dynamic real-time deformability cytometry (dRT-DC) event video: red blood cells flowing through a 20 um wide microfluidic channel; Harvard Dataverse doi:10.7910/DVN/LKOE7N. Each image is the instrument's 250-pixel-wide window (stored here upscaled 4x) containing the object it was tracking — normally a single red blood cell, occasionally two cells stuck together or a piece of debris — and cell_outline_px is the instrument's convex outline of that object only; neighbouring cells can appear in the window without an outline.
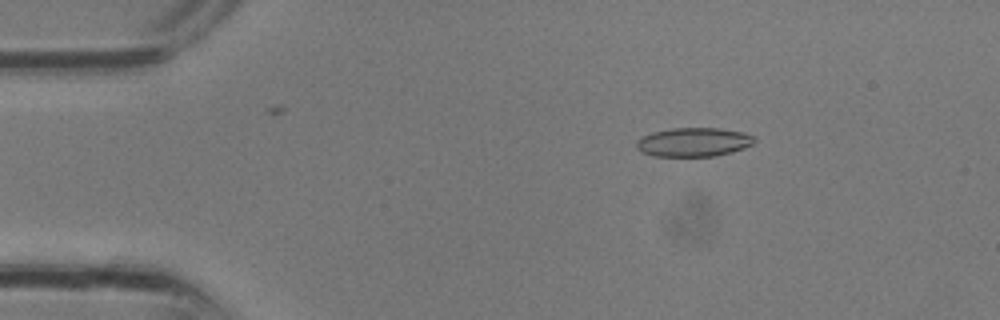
{"species": "common noctule bat (a hibernating species)", "species_latin": "Nyctalus noctula", "temperature_condition": "room temperature", "stored_images_in_passage": 32, "camera_frame_rate_fps": 3000, "um_per_image_px": 0.085, "animal": {"sex": "male", "body_mass_g": 13.3}, "frame": {"image": 1, "passage_image": 5, "time_ms": 1.333, "image_size_px": [1000, 320], "cell_outline_px": [[756, 140], [752, 144], [744, 148], [732, 152], [716, 156], [652, 156], [640, 152], [636, 148], [636, 140], [652, 132], [672, 128], [720, 128], [744, 132], [756, 136]], "centroid_in_image_um": [58.97, 12.08], "position_along_channel_um": 26.0, "area_um2": 20.11}}
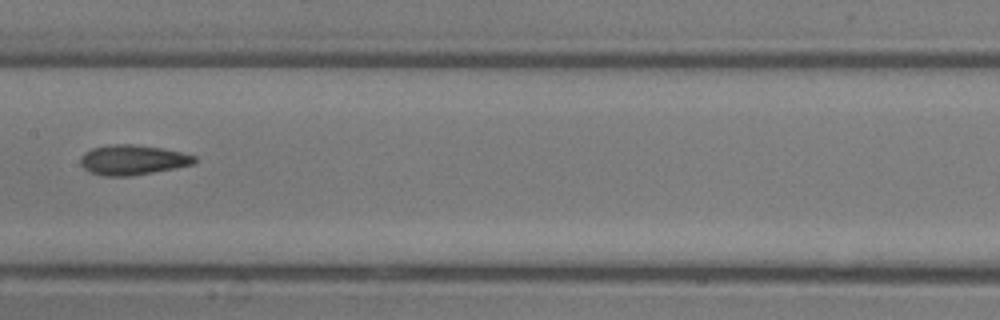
{"frame": {"image": 2, "passage_image": 16, "time_ms": 5.0, "image_size_px": [1000, 320], "cell_outline_px": [[196, 160], [192, 164], [152, 172], [128, 176], [104, 176], [88, 172], [80, 164], [80, 156], [84, 152], [92, 148], [112, 144], [132, 144], [160, 148], [180, 152], [196, 156]], "centroid_in_image_um": [11.2, 13.59], "position_along_channel_um": 196.2, "area_um2": 19.71}}
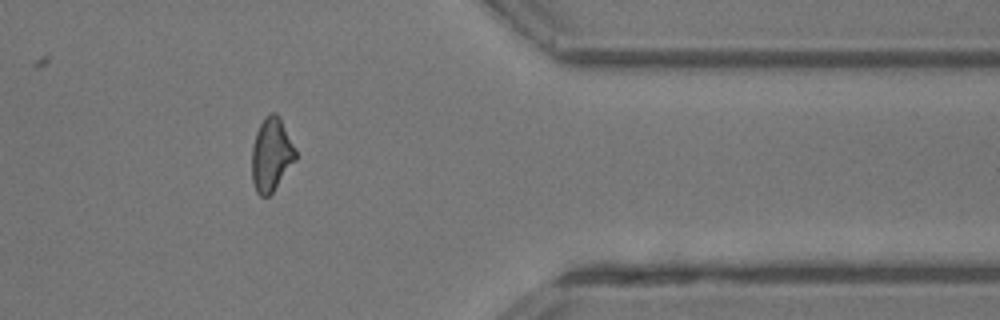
{"frame": {"image": 3, "passage_image": 26, "time_ms": 8.333, "image_size_px": [1000, 320], "cell_outline_px": [[296, 160], [272, 192], [268, 196], [260, 196], [256, 192], [252, 180], [252, 148], [256, 132], [260, 124], [272, 112], [276, 112], [280, 116], [296, 152]], "centroid_in_image_um": [23.05, 13.15], "position_along_channel_um": 388.3, "area_um2": 18.44}}